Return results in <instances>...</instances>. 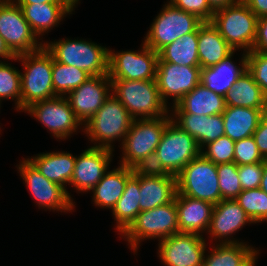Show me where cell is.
<instances>
[{
	"mask_svg": "<svg viewBox=\"0 0 267 266\" xmlns=\"http://www.w3.org/2000/svg\"><path fill=\"white\" fill-rule=\"evenodd\" d=\"M201 69V67L157 62L156 83L164 103L167 105V98L171 96L173 106H175L187 93L200 84Z\"/></svg>",
	"mask_w": 267,
	"mask_h": 266,
	"instance_id": "2e32d148",
	"label": "cell"
},
{
	"mask_svg": "<svg viewBox=\"0 0 267 266\" xmlns=\"http://www.w3.org/2000/svg\"><path fill=\"white\" fill-rule=\"evenodd\" d=\"M265 160L249 165H238V175L243 190L259 188Z\"/></svg>",
	"mask_w": 267,
	"mask_h": 266,
	"instance_id": "60d3db41",
	"label": "cell"
},
{
	"mask_svg": "<svg viewBox=\"0 0 267 266\" xmlns=\"http://www.w3.org/2000/svg\"><path fill=\"white\" fill-rule=\"evenodd\" d=\"M211 22H204L198 28V55L201 68L211 67L234 53Z\"/></svg>",
	"mask_w": 267,
	"mask_h": 266,
	"instance_id": "484cf974",
	"label": "cell"
},
{
	"mask_svg": "<svg viewBox=\"0 0 267 266\" xmlns=\"http://www.w3.org/2000/svg\"><path fill=\"white\" fill-rule=\"evenodd\" d=\"M258 17L242 1L237 0L214 12L211 23L236 51L251 52L257 32Z\"/></svg>",
	"mask_w": 267,
	"mask_h": 266,
	"instance_id": "5b68a950",
	"label": "cell"
},
{
	"mask_svg": "<svg viewBox=\"0 0 267 266\" xmlns=\"http://www.w3.org/2000/svg\"><path fill=\"white\" fill-rule=\"evenodd\" d=\"M91 76L84 70L69 66L53 59L52 83L57 96H65L78 88Z\"/></svg>",
	"mask_w": 267,
	"mask_h": 266,
	"instance_id": "836d02e7",
	"label": "cell"
},
{
	"mask_svg": "<svg viewBox=\"0 0 267 266\" xmlns=\"http://www.w3.org/2000/svg\"><path fill=\"white\" fill-rule=\"evenodd\" d=\"M234 200L253 223L267 220V194L260 188L242 190Z\"/></svg>",
	"mask_w": 267,
	"mask_h": 266,
	"instance_id": "e575fe53",
	"label": "cell"
},
{
	"mask_svg": "<svg viewBox=\"0 0 267 266\" xmlns=\"http://www.w3.org/2000/svg\"><path fill=\"white\" fill-rule=\"evenodd\" d=\"M132 116L122 103L113 95L103 103L102 107L85 123V134L95 143L93 147L113 150L112 142L125 138L131 124Z\"/></svg>",
	"mask_w": 267,
	"mask_h": 266,
	"instance_id": "52a82bcc",
	"label": "cell"
},
{
	"mask_svg": "<svg viewBox=\"0 0 267 266\" xmlns=\"http://www.w3.org/2000/svg\"><path fill=\"white\" fill-rule=\"evenodd\" d=\"M207 151L201 150V154L216 165L234 162L235 141L226 135L221 136L205 145Z\"/></svg>",
	"mask_w": 267,
	"mask_h": 266,
	"instance_id": "74e56055",
	"label": "cell"
},
{
	"mask_svg": "<svg viewBox=\"0 0 267 266\" xmlns=\"http://www.w3.org/2000/svg\"><path fill=\"white\" fill-rule=\"evenodd\" d=\"M247 70L267 96V53L248 52Z\"/></svg>",
	"mask_w": 267,
	"mask_h": 266,
	"instance_id": "ab89813d",
	"label": "cell"
},
{
	"mask_svg": "<svg viewBox=\"0 0 267 266\" xmlns=\"http://www.w3.org/2000/svg\"><path fill=\"white\" fill-rule=\"evenodd\" d=\"M171 117L175 124L195 138L201 150L206 144L225 135L222 114L209 116L172 114Z\"/></svg>",
	"mask_w": 267,
	"mask_h": 266,
	"instance_id": "603a6c76",
	"label": "cell"
},
{
	"mask_svg": "<svg viewBox=\"0 0 267 266\" xmlns=\"http://www.w3.org/2000/svg\"><path fill=\"white\" fill-rule=\"evenodd\" d=\"M262 110L226 106L222 113L225 135L233 141L253 136L259 125Z\"/></svg>",
	"mask_w": 267,
	"mask_h": 266,
	"instance_id": "f1b7e54d",
	"label": "cell"
},
{
	"mask_svg": "<svg viewBox=\"0 0 267 266\" xmlns=\"http://www.w3.org/2000/svg\"><path fill=\"white\" fill-rule=\"evenodd\" d=\"M159 241L158 254L165 266H202L206 250L203 235L180 232Z\"/></svg>",
	"mask_w": 267,
	"mask_h": 266,
	"instance_id": "9a60e30c",
	"label": "cell"
},
{
	"mask_svg": "<svg viewBox=\"0 0 267 266\" xmlns=\"http://www.w3.org/2000/svg\"><path fill=\"white\" fill-rule=\"evenodd\" d=\"M258 151L264 160H267V107L261 111V117L257 129L253 133Z\"/></svg>",
	"mask_w": 267,
	"mask_h": 266,
	"instance_id": "7bdbcfd3",
	"label": "cell"
},
{
	"mask_svg": "<svg viewBox=\"0 0 267 266\" xmlns=\"http://www.w3.org/2000/svg\"><path fill=\"white\" fill-rule=\"evenodd\" d=\"M264 161L253 136L235 141L234 163L249 165Z\"/></svg>",
	"mask_w": 267,
	"mask_h": 266,
	"instance_id": "f35d334b",
	"label": "cell"
},
{
	"mask_svg": "<svg viewBox=\"0 0 267 266\" xmlns=\"http://www.w3.org/2000/svg\"><path fill=\"white\" fill-rule=\"evenodd\" d=\"M224 96L216 94L201 83L187 93L172 109L174 114L217 115L225 111Z\"/></svg>",
	"mask_w": 267,
	"mask_h": 266,
	"instance_id": "cb8c5ba5",
	"label": "cell"
},
{
	"mask_svg": "<svg viewBox=\"0 0 267 266\" xmlns=\"http://www.w3.org/2000/svg\"><path fill=\"white\" fill-rule=\"evenodd\" d=\"M175 204L180 232L202 235L208 231L214 207L212 203L176 193Z\"/></svg>",
	"mask_w": 267,
	"mask_h": 266,
	"instance_id": "44dd1931",
	"label": "cell"
},
{
	"mask_svg": "<svg viewBox=\"0 0 267 266\" xmlns=\"http://www.w3.org/2000/svg\"><path fill=\"white\" fill-rule=\"evenodd\" d=\"M66 97L57 96L48 100L37 101L24 111L45 125L56 138L65 139L71 136V133L76 132L80 124L82 125Z\"/></svg>",
	"mask_w": 267,
	"mask_h": 266,
	"instance_id": "4fadbf2b",
	"label": "cell"
},
{
	"mask_svg": "<svg viewBox=\"0 0 267 266\" xmlns=\"http://www.w3.org/2000/svg\"><path fill=\"white\" fill-rule=\"evenodd\" d=\"M112 151L110 149L90 147L76 157L70 184L78 191H90L107 172Z\"/></svg>",
	"mask_w": 267,
	"mask_h": 266,
	"instance_id": "ac0fdd59",
	"label": "cell"
},
{
	"mask_svg": "<svg viewBox=\"0 0 267 266\" xmlns=\"http://www.w3.org/2000/svg\"><path fill=\"white\" fill-rule=\"evenodd\" d=\"M17 59L22 60L25 69L24 74L21 72V110L34 102L57 97L52 83L53 57L44 46Z\"/></svg>",
	"mask_w": 267,
	"mask_h": 266,
	"instance_id": "277c9868",
	"label": "cell"
},
{
	"mask_svg": "<svg viewBox=\"0 0 267 266\" xmlns=\"http://www.w3.org/2000/svg\"><path fill=\"white\" fill-rule=\"evenodd\" d=\"M57 62L77 67L90 76L108 75L109 49L84 40H58L44 43Z\"/></svg>",
	"mask_w": 267,
	"mask_h": 266,
	"instance_id": "8992f818",
	"label": "cell"
},
{
	"mask_svg": "<svg viewBox=\"0 0 267 266\" xmlns=\"http://www.w3.org/2000/svg\"><path fill=\"white\" fill-rule=\"evenodd\" d=\"M12 59L17 61V56H15L6 45L4 39L0 36V58Z\"/></svg>",
	"mask_w": 267,
	"mask_h": 266,
	"instance_id": "7dc6e473",
	"label": "cell"
},
{
	"mask_svg": "<svg viewBox=\"0 0 267 266\" xmlns=\"http://www.w3.org/2000/svg\"><path fill=\"white\" fill-rule=\"evenodd\" d=\"M226 106L265 109L267 96L246 70L224 96Z\"/></svg>",
	"mask_w": 267,
	"mask_h": 266,
	"instance_id": "f546056e",
	"label": "cell"
},
{
	"mask_svg": "<svg viewBox=\"0 0 267 266\" xmlns=\"http://www.w3.org/2000/svg\"><path fill=\"white\" fill-rule=\"evenodd\" d=\"M144 43L155 52L171 44L185 34L195 32L204 22L194 14L167 3L153 20Z\"/></svg>",
	"mask_w": 267,
	"mask_h": 266,
	"instance_id": "30bf717a",
	"label": "cell"
},
{
	"mask_svg": "<svg viewBox=\"0 0 267 266\" xmlns=\"http://www.w3.org/2000/svg\"><path fill=\"white\" fill-rule=\"evenodd\" d=\"M0 36L15 56L36 52L43 47L24 18L21 7L12 0H0Z\"/></svg>",
	"mask_w": 267,
	"mask_h": 266,
	"instance_id": "8fae6325",
	"label": "cell"
},
{
	"mask_svg": "<svg viewBox=\"0 0 267 266\" xmlns=\"http://www.w3.org/2000/svg\"><path fill=\"white\" fill-rule=\"evenodd\" d=\"M248 222L253 223L234 199L221 200L213 207L208 232L214 238L223 239V237H227L220 243H242L236 240H228V236L239 231Z\"/></svg>",
	"mask_w": 267,
	"mask_h": 266,
	"instance_id": "ffe728a7",
	"label": "cell"
},
{
	"mask_svg": "<svg viewBox=\"0 0 267 266\" xmlns=\"http://www.w3.org/2000/svg\"><path fill=\"white\" fill-rule=\"evenodd\" d=\"M176 233L180 231L174 198L170 203L140 212L122 235L136 252L142 239L157 237L163 240Z\"/></svg>",
	"mask_w": 267,
	"mask_h": 266,
	"instance_id": "9c48e42d",
	"label": "cell"
},
{
	"mask_svg": "<svg viewBox=\"0 0 267 266\" xmlns=\"http://www.w3.org/2000/svg\"><path fill=\"white\" fill-rule=\"evenodd\" d=\"M177 193L218 204L222 198L219 189L217 165L202 154L191 160L176 175Z\"/></svg>",
	"mask_w": 267,
	"mask_h": 266,
	"instance_id": "ba28073f",
	"label": "cell"
},
{
	"mask_svg": "<svg viewBox=\"0 0 267 266\" xmlns=\"http://www.w3.org/2000/svg\"><path fill=\"white\" fill-rule=\"evenodd\" d=\"M217 174L222 200H233L243 190L238 175V165L234 162L218 164Z\"/></svg>",
	"mask_w": 267,
	"mask_h": 266,
	"instance_id": "8d00e7d4",
	"label": "cell"
},
{
	"mask_svg": "<svg viewBox=\"0 0 267 266\" xmlns=\"http://www.w3.org/2000/svg\"><path fill=\"white\" fill-rule=\"evenodd\" d=\"M140 188H139V169H134L133 176L127 181L123 195L112 209L116 229L121 234L131 225L140 213Z\"/></svg>",
	"mask_w": 267,
	"mask_h": 266,
	"instance_id": "d6a6232c",
	"label": "cell"
},
{
	"mask_svg": "<svg viewBox=\"0 0 267 266\" xmlns=\"http://www.w3.org/2000/svg\"><path fill=\"white\" fill-rule=\"evenodd\" d=\"M112 83L108 75L91 76L68 93L67 100L77 118L84 125L111 96ZM109 93V94H108Z\"/></svg>",
	"mask_w": 267,
	"mask_h": 266,
	"instance_id": "e0dca14e",
	"label": "cell"
},
{
	"mask_svg": "<svg viewBox=\"0 0 267 266\" xmlns=\"http://www.w3.org/2000/svg\"><path fill=\"white\" fill-rule=\"evenodd\" d=\"M140 212L170 203L177 193L176 176L139 169Z\"/></svg>",
	"mask_w": 267,
	"mask_h": 266,
	"instance_id": "d6986e66",
	"label": "cell"
},
{
	"mask_svg": "<svg viewBox=\"0 0 267 266\" xmlns=\"http://www.w3.org/2000/svg\"><path fill=\"white\" fill-rule=\"evenodd\" d=\"M175 7L185 12L194 14L203 22H211L214 11L208 5L207 0H170Z\"/></svg>",
	"mask_w": 267,
	"mask_h": 266,
	"instance_id": "b9f144b4",
	"label": "cell"
},
{
	"mask_svg": "<svg viewBox=\"0 0 267 266\" xmlns=\"http://www.w3.org/2000/svg\"><path fill=\"white\" fill-rule=\"evenodd\" d=\"M157 62H169L177 65L200 67L198 55V29L185 34L158 52Z\"/></svg>",
	"mask_w": 267,
	"mask_h": 266,
	"instance_id": "1f68e13d",
	"label": "cell"
},
{
	"mask_svg": "<svg viewBox=\"0 0 267 266\" xmlns=\"http://www.w3.org/2000/svg\"><path fill=\"white\" fill-rule=\"evenodd\" d=\"M28 160L48 180L65 188L70 184L75 167L76 156L66 152H49L38 154Z\"/></svg>",
	"mask_w": 267,
	"mask_h": 266,
	"instance_id": "83f0119b",
	"label": "cell"
},
{
	"mask_svg": "<svg viewBox=\"0 0 267 266\" xmlns=\"http://www.w3.org/2000/svg\"><path fill=\"white\" fill-rule=\"evenodd\" d=\"M134 169L120 165L107 171L92 189L94 203L99 207L113 209L123 195L127 181L133 176Z\"/></svg>",
	"mask_w": 267,
	"mask_h": 266,
	"instance_id": "4316f807",
	"label": "cell"
},
{
	"mask_svg": "<svg viewBox=\"0 0 267 266\" xmlns=\"http://www.w3.org/2000/svg\"><path fill=\"white\" fill-rule=\"evenodd\" d=\"M5 98H16V110H21V72L0 60V102Z\"/></svg>",
	"mask_w": 267,
	"mask_h": 266,
	"instance_id": "d590c367",
	"label": "cell"
},
{
	"mask_svg": "<svg viewBox=\"0 0 267 266\" xmlns=\"http://www.w3.org/2000/svg\"><path fill=\"white\" fill-rule=\"evenodd\" d=\"M215 247L204 257L202 266H254L257 260V250L244 243H220Z\"/></svg>",
	"mask_w": 267,
	"mask_h": 266,
	"instance_id": "4dcf8cb0",
	"label": "cell"
},
{
	"mask_svg": "<svg viewBox=\"0 0 267 266\" xmlns=\"http://www.w3.org/2000/svg\"><path fill=\"white\" fill-rule=\"evenodd\" d=\"M142 50L122 51L109 50L108 76L110 80H156L158 53L145 45Z\"/></svg>",
	"mask_w": 267,
	"mask_h": 266,
	"instance_id": "7c38bea8",
	"label": "cell"
},
{
	"mask_svg": "<svg viewBox=\"0 0 267 266\" xmlns=\"http://www.w3.org/2000/svg\"><path fill=\"white\" fill-rule=\"evenodd\" d=\"M233 53L218 64L201 69L200 83L215 92L225 96L237 81V79L247 70V52L242 55L240 66L234 65L231 61Z\"/></svg>",
	"mask_w": 267,
	"mask_h": 266,
	"instance_id": "7402d4cb",
	"label": "cell"
},
{
	"mask_svg": "<svg viewBox=\"0 0 267 266\" xmlns=\"http://www.w3.org/2000/svg\"><path fill=\"white\" fill-rule=\"evenodd\" d=\"M19 6L24 18L36 36L50 31L53 26L59 24L66 14H70L74 10V7L69 3H42Z\"/></svg>",
	"mask_w": 267,
	"mask_h": 266,
	"instance_id": "d4e9b609",
	"label": "cell"
},
{
	"mask_svg": "<svg viewBox=\"0 0 267 266\" xmlns=\"http://www.w3.org/2000/svg\"><path fill=\"white\" fill-rule=\"evenodd\" d=\"M259 188L267 194V160H265L264 171L262 174V180Z\"/></svg>",
	"mask_w": 267,
	"mask_h": 266,
	"instance_id": "681fc988",
	"label": "cell"
},
{
	"mask_svg": "<svg viewBox=\"0 0 267 266\" xmlns=\"http://www.w3.org/2000/svg\"><path fill=\"white\" fill-rule=\"evenodd\" d=\"M171 116L133 120L123 140L120 165L133 169H146L152 162L156 148Z\"/></svg>",
	"mask_w": 267,
	"mask_h": 266,
	"instance_id": "6da1fadb",
	"label": "cell"
},
{
	"mask_svg": "<svg viewBox=\"0 0 267 266\" xmlns=\"http://www.w3.org/2000/svg\"><path fill=\"white\" fill-rule=\"evenodd\" d=\"M71 6L76 7L75 4H78L79 0H66Z\"/></svg>",
	"mask_w": 267,
	"mask_h": 266,
	"instance_id": "f907efd6",
	"label": "cell"
},
{
	"mask_svg": "<svg viewBox=\"0 0 267 266\" xmlns=\"http://www.w3.org/2000/svg\"><path fill=\"white\" fill-rule=\"evenodd\" d=\"M200 154L201 149L195 138L171 120L163 131L151 164L146 169L176 176Z\"/></svg>",
	"mask_w": 267,
	"mask_h": 266,
	"instance_id": "7a4b0ae2",
	"label": "cell"
},
{
	"mask_svg": "<svg viewBox=\"0 0 267 266\" xmlns=\"http://www.w3.org/2000/svg\"><path fill=\"white\" fill-rule=\"evenodd\" d=\"M112 94L134 120L166 116L168 106L162 100L156 80H111ZM139 116V117H138ZM137 117V118H136Z\"/></svg>",
	"mask_w": 267,
	"mask_h": 266,
	"instance_id": "3957f363",
	"label": "cell"
},
{
	"mask_svg": "<svg viewBox=\"0 0 267 266\" xmlns=\"http://www.w3.org/2000/svg\"><path fill=\"white\" fill-rule=\"evenodd\" d=\"M236 1L237 0H207L208 5L214 12L234 4Z\"/></svg>",
	"mask_w": 267,
	"mask_h": 266,
	"instance_id": "bcb514c9",
	"label": "cell"
},
{
	"mask_svg": "<svg viewBox=\"0 0 267 266\" xmlns=\"http://www.w3.org/2000/svg\"><path fill=\"white\" fill-rule=\"evenodd\" d=\"M18 168L39 207L61 212L73 209L74 204L69 192L61 185L45 178L28 159H24Z\"/></svg>",
	"mask_w": 267,
	"mask_h": 266,
	"instance_id": "5bb4252c",
	"label": "cell"
},
{
	"mask_svg": "<svg viewBox=\"0 0 267 266\" xmlns=\"http://www.w3.org/2000/svg\"><path fill=\"white\" fill-rule=\"evenodd\" d=\"M17 5H30L42 3H68L66 0H13Z\"/></svg>",
	"mask_w": 267,
	"mask_h": 266,
	"instance_id": "c3c4849f",
	"label": "cell"
},
{
	"mask_svg": "<svg viewBox=\"0 0 267 266\" xmlns=\"http://www.w3.org/2000/svg\"><path fill=\"white\" fill-rule=\"evenodd\" d=\"M251 51L267 53V15L258 19L256 39Z\"/></svg>",
	"mask_w": 267,
	"mask_h": 266,
	"instance_id": "ee69618b",
	"label": "cell"
},
{
	"mask_svg": "<svg viewBox=\"0 0 267 266\" xmlns=\"http://www.w3.org/2000/svg\"><path fill=\"white\" fill-rule=\"evenodd\" d=\"M259 18L267 15V0H242Z\"/></svg>",
	"mask_w": 267,
	"mask_h": 266,
	"instance_id": "f6af8a7d",
	"label": "cell"
}]
</instances>
